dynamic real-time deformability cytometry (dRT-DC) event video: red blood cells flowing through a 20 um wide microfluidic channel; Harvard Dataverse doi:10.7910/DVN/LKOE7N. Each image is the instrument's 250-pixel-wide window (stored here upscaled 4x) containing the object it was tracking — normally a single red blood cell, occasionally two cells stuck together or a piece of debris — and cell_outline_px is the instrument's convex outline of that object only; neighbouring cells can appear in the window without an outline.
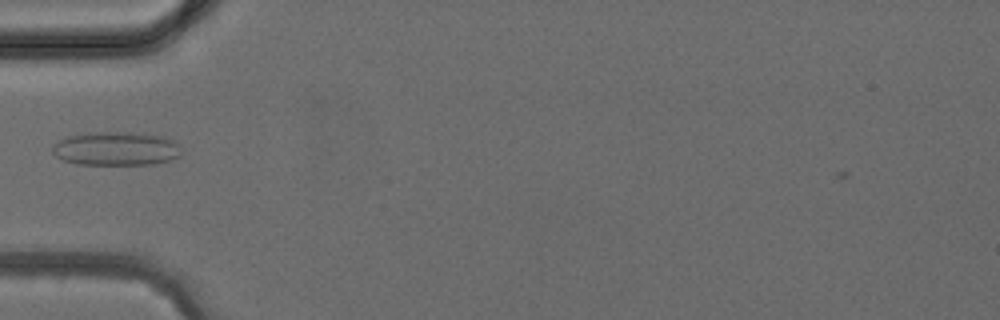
{"species": "common noctule bat (a hibernating species)", "species_latin": "Nyctalus noctula", "temperature_condition": "cold", "stored_images_in_passage": 3, "camera_frame_rate_fps": 3000, "um_per_image_px": 0.085, "animal": {"sex": "female", "body_mass_g": 24.6, "forearm_length_mm": 56.2}, "frame": {"image": 1, "passage_image": 3, "time_ms": 2.333, "image_size_px": [1000, 320], "cell_outline_px": [[180, 156], [172, 160], [152, 164], [76, 164], [64, 160], [56, 156], [52, 152], [52, 144], [68, 136], [92, 132], [132, 132], [164, 136], [176, 140], [180, 152]], "centroid_in_image_um": [9.88, 12.63], "position_along_channel_um": 75.1, "area_um2": 25.49}}